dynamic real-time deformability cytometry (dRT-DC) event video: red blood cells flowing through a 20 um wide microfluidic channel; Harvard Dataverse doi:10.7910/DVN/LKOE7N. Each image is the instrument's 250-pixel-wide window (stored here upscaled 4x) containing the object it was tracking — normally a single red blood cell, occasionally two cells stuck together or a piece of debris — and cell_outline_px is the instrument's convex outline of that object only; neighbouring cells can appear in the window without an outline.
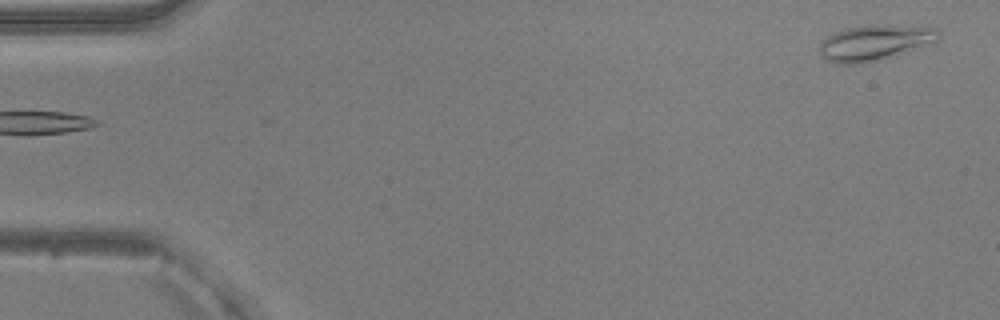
{"species": "common noctule bat (a hibernating species)", "species_latin": "Nyctalus noctula", "temperature_condition": "warm", "stored_images_in_passage": 50, "camera_frame_rate_fps": 3000, "um_per_image_px": 0.085, "animal": {"sex": "male", "body_mass_g": 20.5, "forearm_length_mm": 52.5}, "frame": {"image": 1, "passage_image": 1, "time_ms": 0.0, "image_size_px": [1000, 320], "cell_outline_px": [[940, 40], [896, 56], [880, 60], [856, 64], [836, 64], [820, 56], [820, 44], [828, 36], [844, 28], [868, 24], [888, 24], [936, 28], [940, 32]], "centroid_in_image_um": [74.38, 3.62], "position_along_channel_um": 10.6, "area_um2": 25.03}}
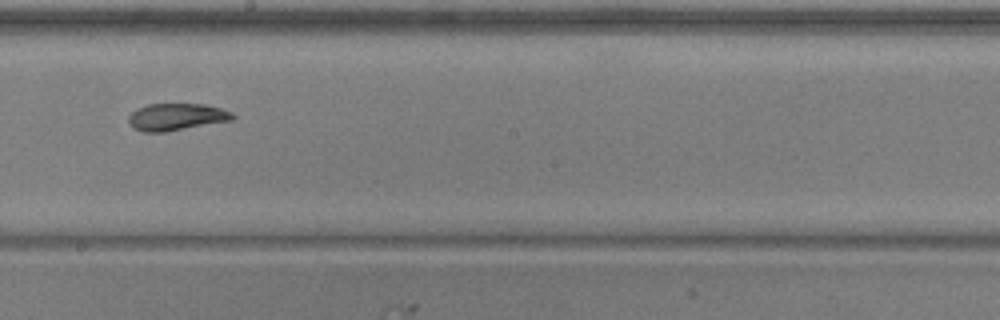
{"frame": {"image": 2, "passage_image": 28, "time_ms": 9.0, "image_size_px": [1000, 320], "cell_outline_px": [[236, 116], [232, 120], [164, 132], [144, 132], [132, 128], [128, 124], [128, 116], [136, 108], [148, 104], [204, 104], [220, 108], [232, 112]], "centroid_in_image_um": [14.96, 9.93], "position_along_channel_um": 233.2, "area_um2": 16.47}}
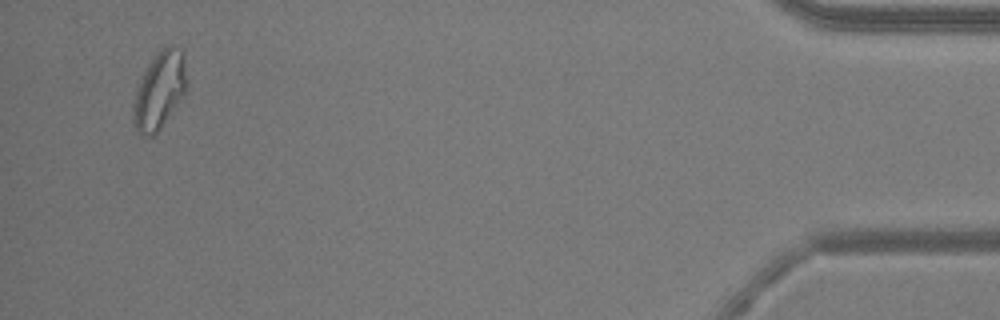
{"frame": {"image": 3, "passage_image": 48, "time_ms": 15.667, "image_size_px": [1000, 320], "cell_outline_px": [[188, 88], [184, 96], [156, 132], [152, 136], [148, 136], [140, 132], [132, 124], [132, 104], [144, 68], [160, 48], [164, 44], [172, 44], [180, 48], [184, 52], [188, 84]], "centroid_in_image_um": [13.58, 7.59], "position_along_channel_um": 421.6, "area_um2": 24.57}, "authors_computed_cell_mechanics": {"area_um2": 18.207, "velocity_mm_per_s": 3.9706, "shape_relaxation_time_tau1_ms": null, "shape_relaxation_time_tau2_ms": 2.833, "deformation_change_tau1": null, "deformation_change_tau2": 0.0789}}